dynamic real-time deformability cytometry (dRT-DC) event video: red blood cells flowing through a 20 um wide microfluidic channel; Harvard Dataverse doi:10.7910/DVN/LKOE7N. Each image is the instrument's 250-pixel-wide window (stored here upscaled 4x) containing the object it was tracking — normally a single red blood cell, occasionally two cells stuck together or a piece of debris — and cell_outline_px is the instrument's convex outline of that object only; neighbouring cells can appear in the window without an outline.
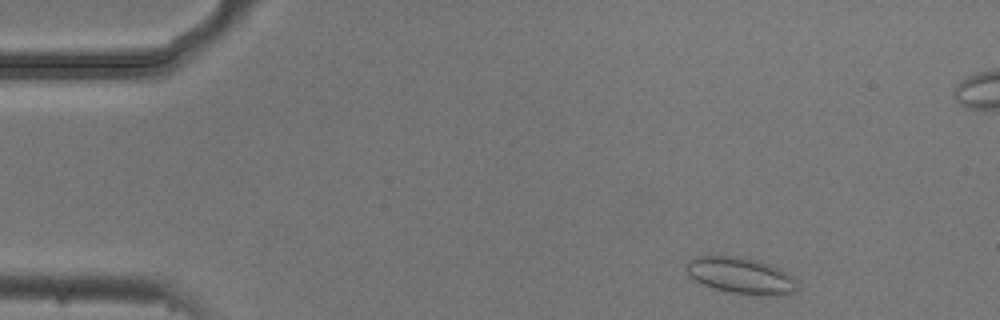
{"species": "common noctule bat (a hibernating species)", "species_latin": "Nyctalus noctula", "temperature_condition": "cold", "stored_images_in_passage": 7, "camera_frame_rate_fps": 3000, "um_per_image_px": 0.085, "animal": {"sex": "male", "body_mass_g": 20.5, "forearm_length_mm": 52.5}, "frame": {"image": 1, "passage_image": 1, "time_ms": 0.0, "image_size_px": [1000, 320], "cell_outline_px": [[796, 288], [792, 292], [768, 296], [764, 296], [728, 292], [712, 288], [696, 280], [688, 272], [688, 260], [696, 256], [736, 256], [756, 260], [780, 268], [792, 276], [796, 284]], "centroid_in_image_um": [62.97, 23.42], "position_along_channel_um": 22.0, "area_um2": 23.06}}
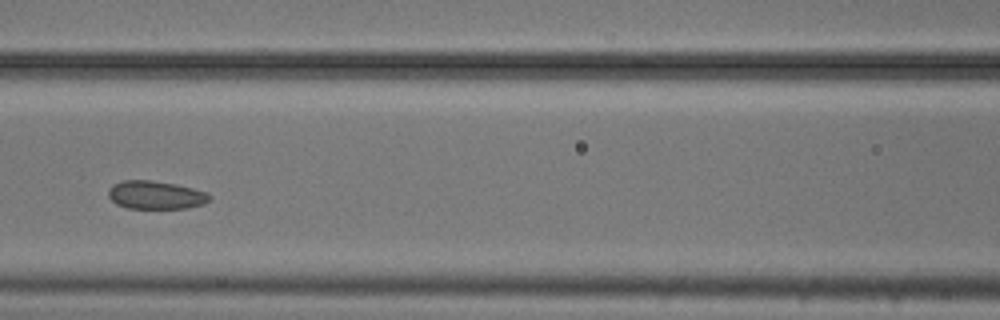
{"frame": {"image": 2, "passage_image": 6, "time_ms": 1.667, "image_size_px": [1000, 320], "cell_outline_px": [[212, 196], [204, 204], [188, 208], [128, 208], [116, 204], [108, 196], [108, 188], [112, 184], [124, 180], [152, 180], [176, 184], [208, 192]], "centroid_in_image_um": [13.23, 16.57], "position_along_channel_um": 153.4, "area_um2": 16.76}}
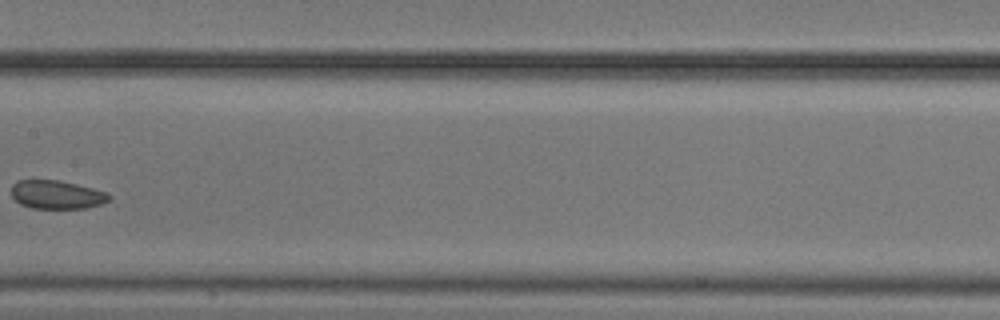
{"frame": {"image": 3, "passage_image": 7, "time_ms": 2.0, "image_size_px": [1000, 320], "cell_outline_px": [[112, 196], [108, 200], [100, 204], [84, 208], [32, 208], [20, 204], [12, 196], [12, 184], [16, 180], [56, 180], [76, 184], [108, 192]], "centroid_in_image_um": [4.81, 16.54], "position_along_channel_um": 202.6, "area_um2": 16.13}}